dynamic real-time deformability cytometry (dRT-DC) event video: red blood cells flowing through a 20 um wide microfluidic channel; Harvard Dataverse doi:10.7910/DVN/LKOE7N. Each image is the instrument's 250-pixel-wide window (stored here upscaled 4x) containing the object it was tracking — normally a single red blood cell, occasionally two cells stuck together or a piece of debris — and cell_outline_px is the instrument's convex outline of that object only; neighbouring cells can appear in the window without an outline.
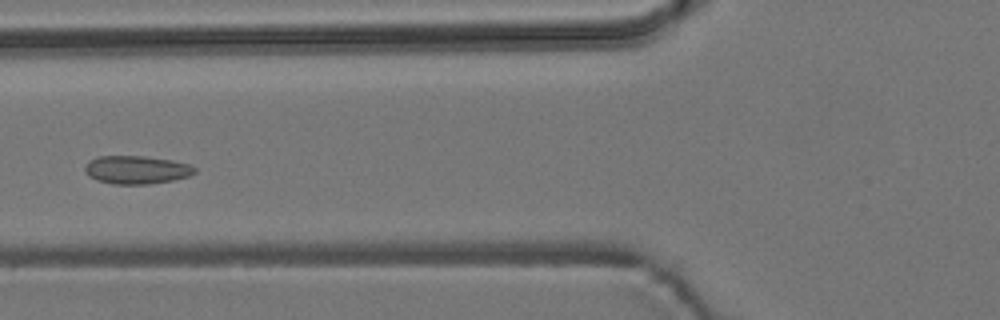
{"species": "common noctule bat (a hibernating species)", "species_latin": "Nyctalus noctula", "temperature_condition": "room temperature", "stored_images_in_passage": 7, "camera_frame_rate_fps": 3000, "um_per_image_px": 0.085, "animal": {"sex": "male", "body_mass_g": 19.2, "forearm_length_mm": 51.8}, "frame": {"image": 1, "passage_image": 7, "time_ms": 6.667, "image_size_px": [1000, 320], "cell_outline_px": [[196, 172], [188, 176], [172, 180], [148, 184], [112, 184], [96, 180], [88, 176], [84, 168], [88, 160], [100, 156], [140, 156], [172, 160], [188, 164], [196, 168]], "centroid_in_image_um": [11.57, 14.43], "position_along_channel_um": 114.2, "area_um2": 17.98}}